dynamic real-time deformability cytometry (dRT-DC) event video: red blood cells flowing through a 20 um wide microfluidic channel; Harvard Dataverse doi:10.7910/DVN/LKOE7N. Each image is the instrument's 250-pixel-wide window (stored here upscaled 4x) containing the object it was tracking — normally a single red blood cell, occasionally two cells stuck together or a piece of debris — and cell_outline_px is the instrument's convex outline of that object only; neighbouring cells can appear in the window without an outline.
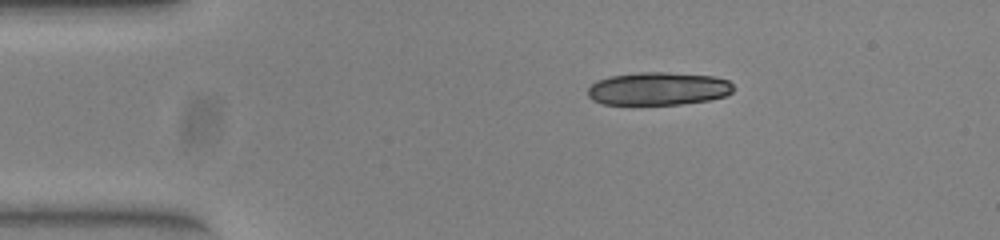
{"species": "common noctule bat (a hibernating species)", "species_latin": "Nyctalus noctula", "temperature_condition": "warm", "stored_images_in_passage": 43, "segment_of_instrument_passage": [1, 2], "camera_frame_rate_fps": 3000, "um_per_image_px": 0.085, "animal": {"sex": "female", "body_mass_g": 23.0, "forearm_length_mm": 53.4}, "frame": {"image": 1, "passage_image": 1, "time_ms": 0.0, "image_size_px": [1000, 240], "cell_outline_px": [[736, 88], [732, 92], [724, 96], [708, 100], [680, 104], [604, 104], [592, 100], [588, 96], [588, 88], [596, 80], [608, 76], [640, 72], [668, 72], [716, 76], [728, 80]], "centroid_in_image_um": [55.96, 7.52], "position_along_channel_um": 29.0, "area_um2": 28.21}}